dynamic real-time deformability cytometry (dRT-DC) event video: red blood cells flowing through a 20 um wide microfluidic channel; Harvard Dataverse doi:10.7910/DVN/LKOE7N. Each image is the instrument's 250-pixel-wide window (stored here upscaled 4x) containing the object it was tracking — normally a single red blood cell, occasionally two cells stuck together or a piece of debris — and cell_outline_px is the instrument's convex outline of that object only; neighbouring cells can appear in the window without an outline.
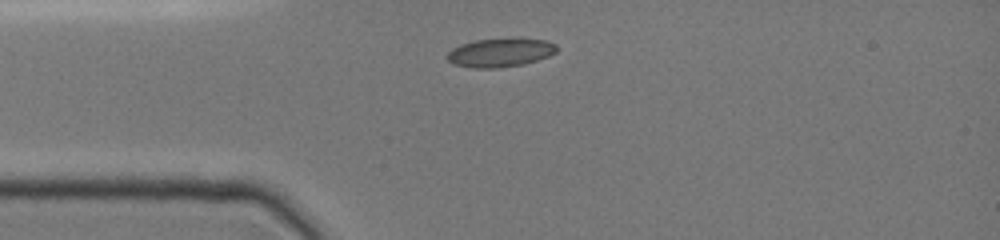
{"species": "common noctule bat (a hibernating species)", "species_latin": "Nyctalus noctula", "temperature_condition": "cold", "stored_images_in_passage": 48, "camera_frame_rate_fps": 3000, "um_per_image_px": 0.085, "animal": {"sex": "female", "body_mass_g": 19.0, "forearm_length_mm": 51.5}, "frame": {"image": 1, "passage_image": 1, "time_ms": 0.0, "image_size_px": [1000, 240], "cell_outline_px": [[556, 52], [548, 56], [524, 64], [496, 68], [472, 68], [452, 64], [444, 56], [452, 48], [460, 44], [476, 40], [548, 40], [556, 44]], "centroid_in_image_um": [42.45, 4.5], "position_along_channel_um": 42.6, "area_um2": 17.92}}
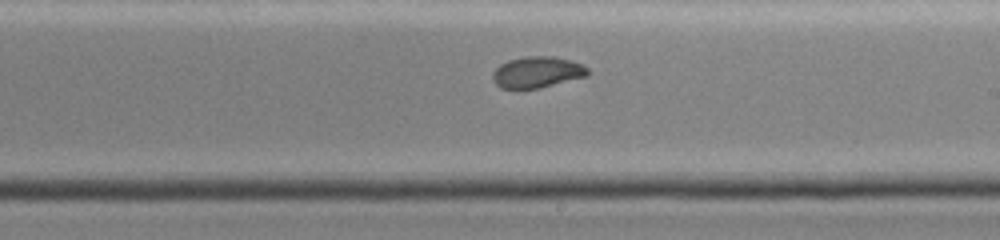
{"frame": {"image": 2, "passage_image": 24, "time_ms": 5.333, "image_size_px": [1000, 240], "cell_outline_px": [[592, 72], [588, 76], [540, 88], [500, 88], [492, 80], [492, 72], [500, 64], [508, 60], [524, 56], [552, 56], [572, 60], [588, 68]], "centroid_in_image_um": [45.68, 6.13], "position_along_channel_um": 243.3, "area_um2": 17.51}}
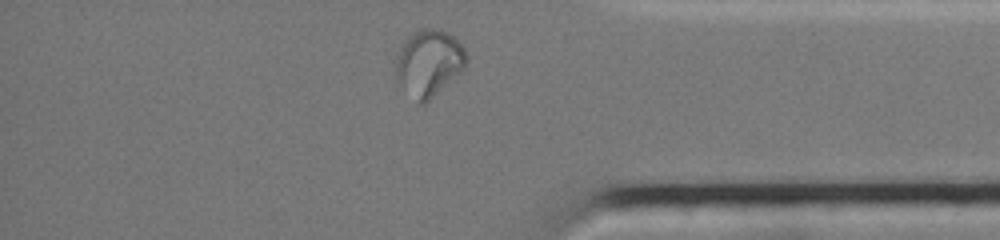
{"frame": {"image": 3, "passage_image": 45, "time_ms": 9.333, "image_size_px": [1000, 240], "cell_outline_px": [[464, 68], [428, 100], [420, 104], [396, 80], [396, 64], [400, 52], [408, 36], [412, 32], [420, 28], [440, 28], [448, 32], [460, 40], [464, 48]], "centroid_in_image_um": [36.45, 5.28], "position_along_channel_um": 398.7, "area_um2": 26.59}}